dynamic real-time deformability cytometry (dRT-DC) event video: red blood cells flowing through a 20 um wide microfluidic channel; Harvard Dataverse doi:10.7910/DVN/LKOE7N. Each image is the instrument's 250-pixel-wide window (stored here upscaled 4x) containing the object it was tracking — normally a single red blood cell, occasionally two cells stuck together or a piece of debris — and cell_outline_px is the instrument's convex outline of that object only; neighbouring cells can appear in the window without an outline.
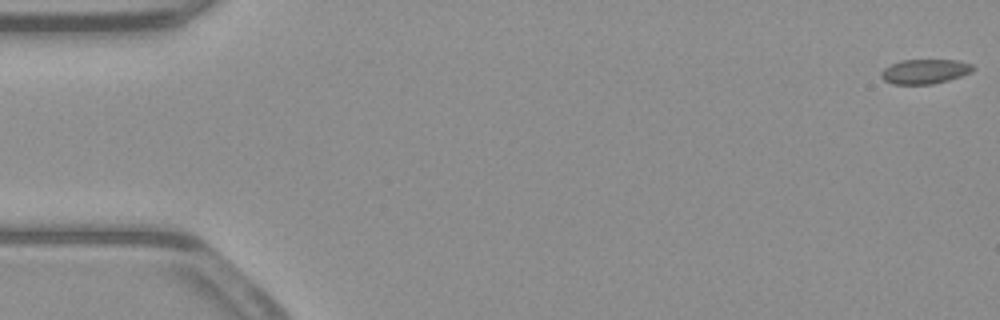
{"species": "common noctule bat (a hibernating species)", "species_latin": "Nyctalus noctula", "temperature_condition": "warm", "stored_images_in_passage": 53, "camera_frame_rate_fps": 3000, "um_per_image_px": 0.085, "animal": {"sex": "male", "body_mass_g": 23.1, "forearm_length_mm": 52.7}, "frame": {"image": 1, "passage_image": 1, "time_ms": 0.0, "image_size_px": [1000, 320], "cell_outline_px": [[976, 68], [972, 72], [948, 80], [932, 84], [892, 84], [884, 80], [880, 76], [880, 72], [884, 68], [892, 64], [904, 60], [956, 60], [972, 64]], "centroid_in_image_um": [78.62, 6.08], "position_along_channel_um": 6.4, "area_um2": 13.12}}
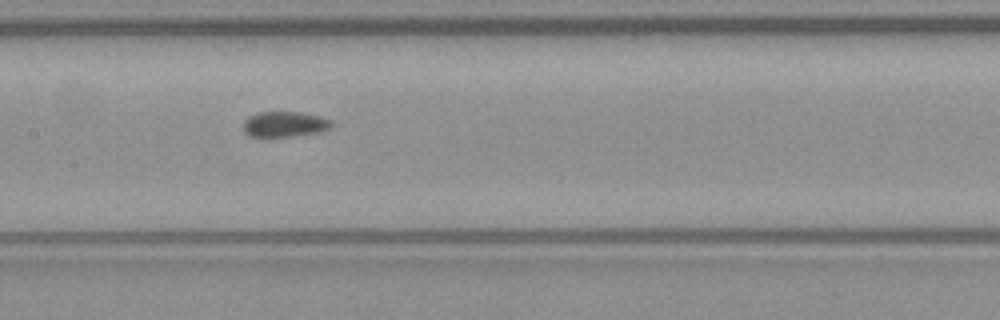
{"frame": {"image": 2, "passage_image": 26, "time_ms": 8.333, "image_size_px": [1000, 320], "cell_outline_px": [[332, 124], [328, 128], [320, 132], [292, 136], [248, 136], [244, 132], [244, 120], [248, 116], [260, 112], [300, 112], [320, 116], [332, 120]], "centroid_in_image_um": [24.18, 10.55], "position_along_channel_um": 183.2, "area_um2": 13.01}}
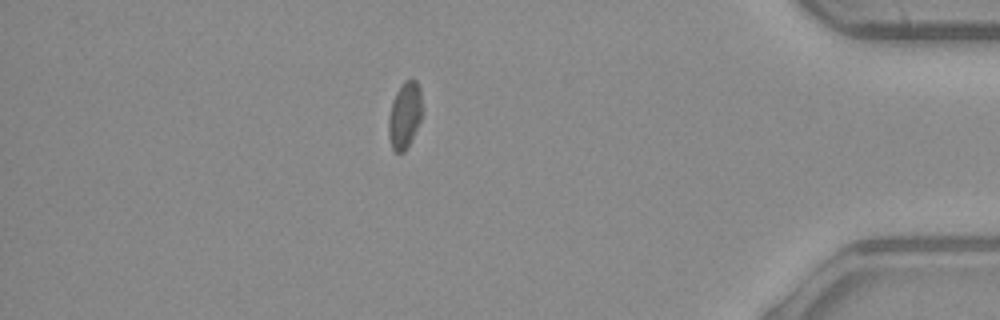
{"frame": {"image": 3, "passage_image": 46, "time_ms": 15.0, "image_size_px": [1000, 320], "cell_outline_px": [[420, 120], [404, 152], [396, 152], [392, 148], [388, 136], [388, 116], [392, 100], [396, 92], [404, 80], [416, 80], [420, 88]], "centroid_in_image_um": [34.35, 9.78], "position_along_channel_um": 400.9, "area_um2": 12.72}}